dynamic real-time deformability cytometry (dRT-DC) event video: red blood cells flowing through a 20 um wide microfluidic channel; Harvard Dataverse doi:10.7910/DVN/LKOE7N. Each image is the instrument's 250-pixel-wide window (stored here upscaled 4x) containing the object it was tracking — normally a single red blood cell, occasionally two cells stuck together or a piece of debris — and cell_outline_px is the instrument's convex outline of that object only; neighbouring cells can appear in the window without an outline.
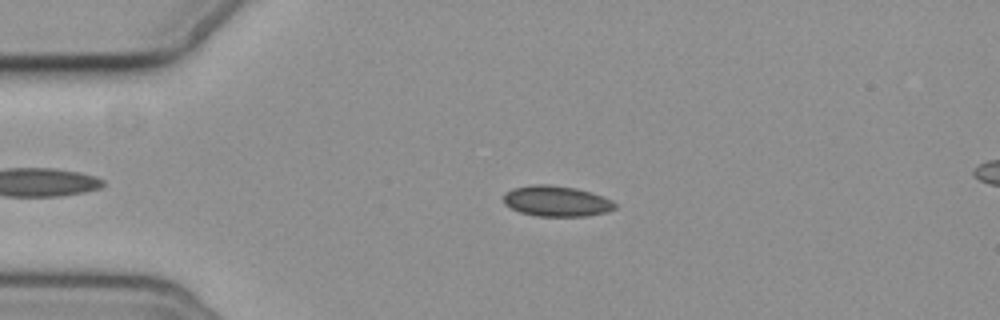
{"species": "common noctule bat (a hibernating species)", "species_latin": "Nyctalus noctula", "temperature_condition": "cold", "stored_images_in_passage": 5, "segment_of_instrument_passage": [1, 2], "camera_frame_rate_fps": 3000, "um_per_image_px": 0.085, "animal": {"sex": "female", "body_mass_g": 19.3, "forearm_length_mm": 54.1}, "frame": {"image": 1, "passage_image": 3, "time_ms": 3.0, "image_size_px": [1000, 320], "cell_outline_px": [[616, 208], [604, 212], [588, 216], [536, 216], [520, 212], [504, 204], [504, 192], [512, 188], [532, 184], [548, 184], [576, 188], [604, 196], [612, 200], [616, 204]], "centroid_in_image_um": [47.29, 17.09], "position_along_channel_um": 37.7, "area_um2": 20.0}}